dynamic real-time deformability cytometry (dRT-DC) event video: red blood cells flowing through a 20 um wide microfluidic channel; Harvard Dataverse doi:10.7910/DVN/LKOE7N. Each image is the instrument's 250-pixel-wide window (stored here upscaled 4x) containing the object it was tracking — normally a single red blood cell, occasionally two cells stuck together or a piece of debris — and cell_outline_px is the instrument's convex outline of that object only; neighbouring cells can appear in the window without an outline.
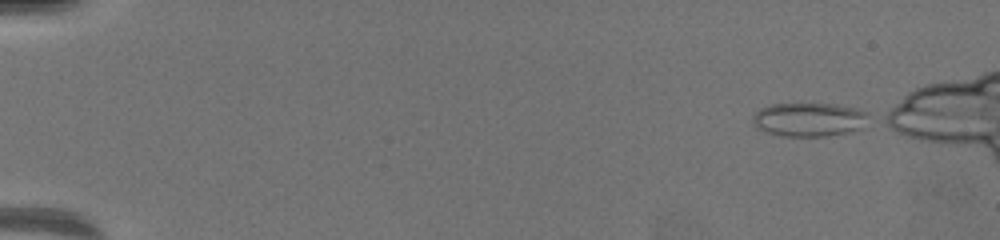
{"species": "common noctule bat (a hibernating species)", "species_latin": "Nyctalus noctula", "temperature_condition": "warm", "stored_images_in_passage": 55, "camera_frame_rate_fps": 3000, "um_per_image_px": 0.085, "animal": {"sex": "female", "body_mass_g": 19.5, "forearm_length_mm": 54.1}, "frame": {"image": 1, "passage_image": 1, "time_ms": 0.0, "image_size_px": [1000, 240], "cell_outline_px": [[868, 116], [860, 128], [844, 132], [824, 136], [780, 136], [756, 128], [752, 124], [752, 116], [760, 108], [772, 104], [836, 104], [856, 108], [868, 112]], "centroid_in_image_um": [68.7, 10.15], "position_along_channel_um": 16.3, "area_um2": 22.6}}
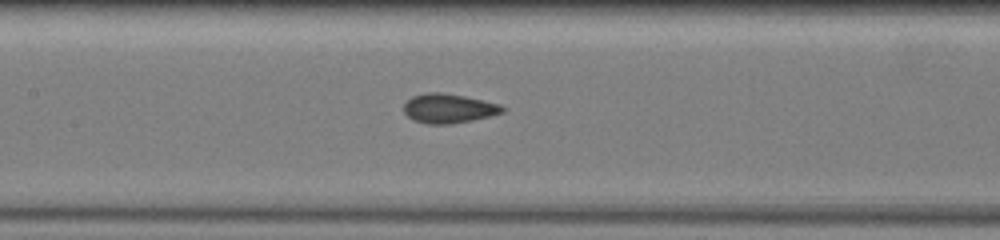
{"frame": {"image": 2, "passage_image": 28, "time_ms": 9.0, "image_size_px": [1000, 240], "cell_outline_px": [[504, 112], [472, 120], [452, 124], [428, 124], [412, 120], [404, 112], [404, 104], [412, 96], [428, 92], [440, 92], [464, 96], [500, 104], [504, 108]], "centroid_in_image_um": [38.11, 9.22], "position_along_channel_um": 169.3, "area_um2": 16.76}}
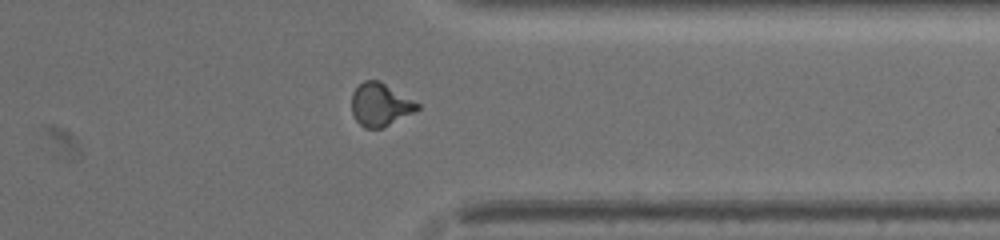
{"frame": {"image": 3, "passage_image": 47, "time_ms": 15.333, "image_size_px": [1000, 240], "cell_outline_px": [[420, 108], [380, 128], [364, 128], [356, 120], [352, 112], [352, 92], [364, 80], [380, 80], [420, 104]], "centroid_in_image_um": [32.29, 8.86], "position_along_channel_um": 379.1, "area_um2": 16.13}}